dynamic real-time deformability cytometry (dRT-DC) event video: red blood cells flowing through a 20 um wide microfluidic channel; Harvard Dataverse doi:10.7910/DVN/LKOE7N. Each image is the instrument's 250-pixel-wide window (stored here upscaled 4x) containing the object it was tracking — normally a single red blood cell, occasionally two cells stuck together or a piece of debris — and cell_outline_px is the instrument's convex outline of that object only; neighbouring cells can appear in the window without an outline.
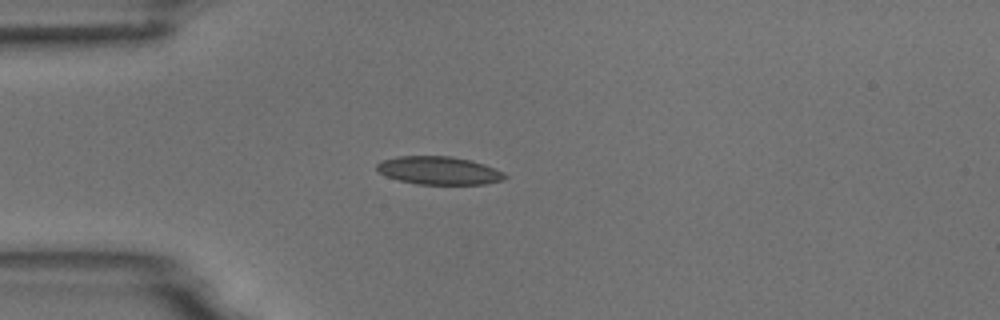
{"species": "common noctule bat (a hibernating species)", "species_latin": "Nyctalus noctula", "temperature_condition": "room temperature", "stored_images_in_passage": 4, "camera_frame_rate_fps": 3000, "um_per_image_px": 0.085, "animal": {"sex": "male", "body_mass_g": 18.8}, "frame": {"image": 1, "passage_image": 1, "time_ms": 0.0, "image_size_px": [1000, 320], "cell_outline_px": [[508, 176], [504, 180], [484, 184], [416, 184], [400, 180], [388, 176], [380, 172], [376, 168], [376, 164], [380, 160], [396, 156], [452, 156], [472, 160], [484, 164], [504, 172]], "centroid_in_image_um": [37.32, 14.48], "position_along_channel_um": 47.7, "area_um2": 21.04}}